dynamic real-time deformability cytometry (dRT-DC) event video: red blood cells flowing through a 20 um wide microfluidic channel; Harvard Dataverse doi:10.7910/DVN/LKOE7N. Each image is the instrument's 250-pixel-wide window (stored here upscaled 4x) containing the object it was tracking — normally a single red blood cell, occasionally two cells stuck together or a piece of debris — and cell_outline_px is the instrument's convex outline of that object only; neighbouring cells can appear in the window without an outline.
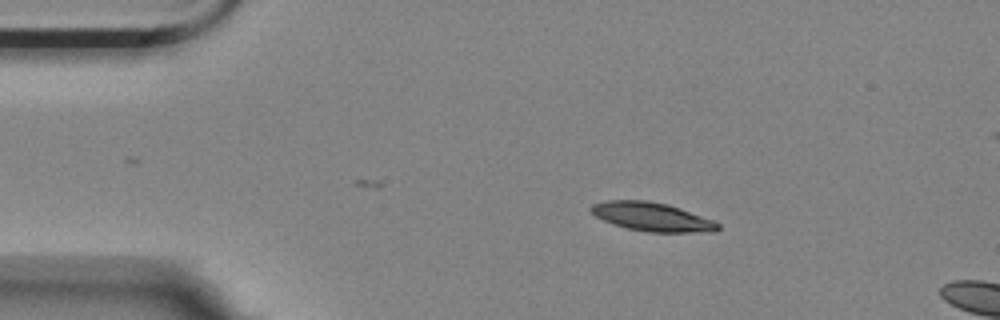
{"species": "Egyptian fruit bat (a non-hibernating species)", "species_latin": "Rousettus aegyptiacus", "temperature_condition": "room temperature", "stored_images_in_passage": 5, "camera_frame_rate_fps": 3000, "um_per_image_px": 0.085, "animal": {"sex": "female"}, "frame": {"image": 1, "passage_image": 3, "time_ms": 0.667, "image_size_px": [1000, 320], "cell_outline_px": [[720, 228], [716, 232], [648, 232], [628, 228], [604, 220], [596, 216], [588, 208], [592, 204], [604, 200], [648, 200], [668, 204], [680, 208], [712, 220], [720, 224]], "centroid_in_image_um": [55.43, 18.42], "position_along_channel_um": 29.6, "area_um2": 21.15}}